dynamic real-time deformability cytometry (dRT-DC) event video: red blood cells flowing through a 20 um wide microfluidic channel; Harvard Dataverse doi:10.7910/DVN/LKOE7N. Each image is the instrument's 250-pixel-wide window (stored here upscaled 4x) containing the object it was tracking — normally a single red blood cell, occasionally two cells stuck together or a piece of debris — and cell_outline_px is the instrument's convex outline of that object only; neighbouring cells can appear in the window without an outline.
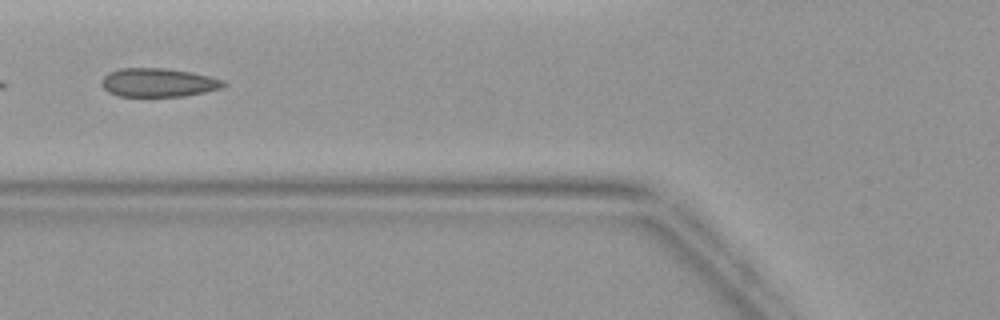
{"species": "common noctule bat (a hibernating species)", "species_latin": "Nyctalus noctula", "temperature_condition": "warm", "stored_images_in_passage": 6, "camera_frame_rate_fps": 3000, "um_per_image_px": 0.085, "animal": {"sex": "female", "body_mass_g": 19.9}, "frame": {"image": 1, "passage_image": 5, "time_ms": 4.667, "image_size_px": [1000, 320], "cell_outline_px": [[228, 84], [224, 88], [184, 96], [116, 96], [108, 92], [100, 84], [100, 80], [108, 72], [120, 68], [164, 68], [192, 72], [224, 80]], "centroid_in_image_um": [13.45, 7.01], "position_along_channel_um": 112.4, "area_um2": 20.58}}